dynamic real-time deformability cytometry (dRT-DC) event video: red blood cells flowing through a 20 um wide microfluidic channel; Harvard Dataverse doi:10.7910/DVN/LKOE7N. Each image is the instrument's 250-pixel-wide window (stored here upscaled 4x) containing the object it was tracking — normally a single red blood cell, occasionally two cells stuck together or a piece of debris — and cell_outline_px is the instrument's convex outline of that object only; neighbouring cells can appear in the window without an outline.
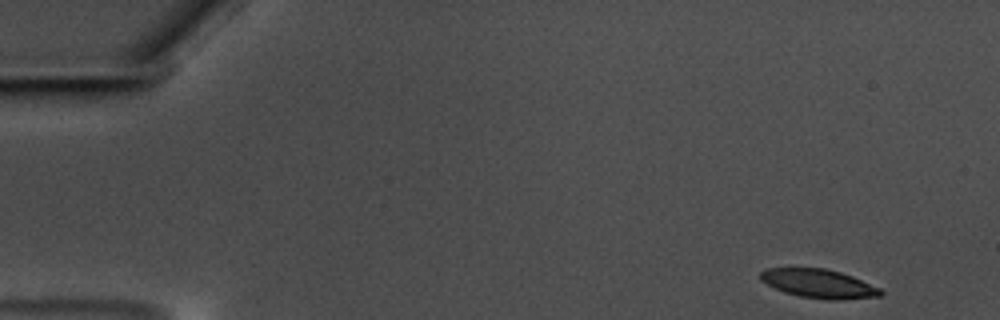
{"species": "common noctule bat (a hibernating species)", "species_latin": "Nyctalus noctula", "temperature_condition": "warm", "stored_images_in_passage": 55, "camera_frame_rate_fps": 3000, "um_per_image_px": 0.085, "animal": {"sex": "male", "body_mass_g": 17.5, "forearm_length_mm": 52.3}, "frame": {"image": 1, "passage_image": 1, "time_ms": 0.0, "image_size_px": [1000, 320], "cell_outline_px": [[884, 292], [880, 296], [840, 300], [828, 300], [800, 296], [784, 292], [760, 280], [760, 272], [764, 268], [824, 268], [840, 272], [852, 276], [880, 288]], "centroid_in_image_um": [69.6, 24.11], "position_along_channel_um": 15.4, "area_um2": 20.11}}
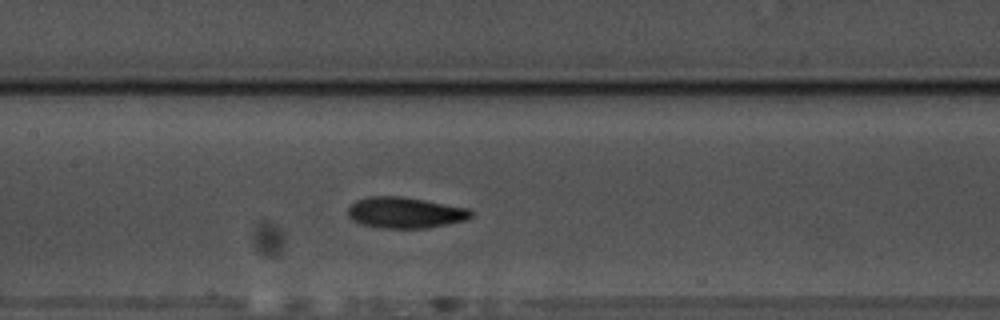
{"frame": {"image": 2, "passage_image": 25, "time_ms": 8.0, "image_size_px": [1000, 320], "cell_outline_px": [[472, 216], [464, 220], [448, 224], [428, 228], [380, 228], [360, 224], [352, 220], [348, 216], [348, 208], [356, 200], [368, 196], [404, 196], [468, 208], [472, 212]], "centroid_in_image_um": [34.41, 18.07], "position_along_channel_um": 173.0, "area_um2": 22.37}}
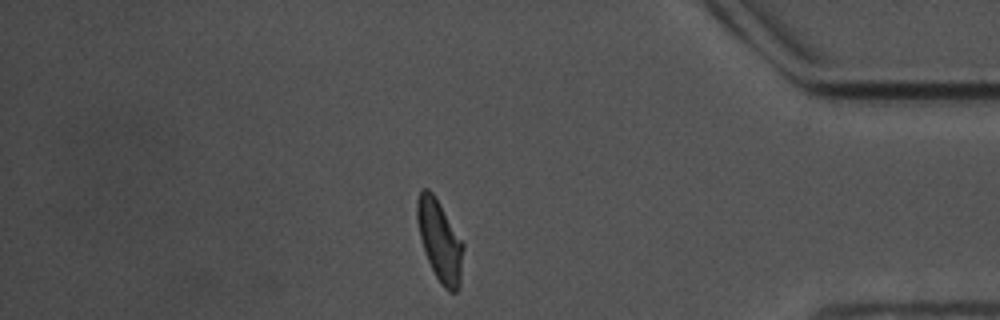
{"frame": {"image": 3, "passage_image": 47, "time_ms": 15.333, "image_size_px": [1000, 320], "cell_outline_px": [[464, 248], [460, 284], [456, 292], [448, 292], [440, 284], [428, 260], [420, 236], [416, 220], [416, 200], [420, 192], [424, 188], [428, 188], [432, 192], [464, 244]], "centroid_in_image_um": [37.38, 20.48], "position_along_channel_um": 397.8, "area_um2": 21.56}, "authors_computed_cell_mechanics": {"area_um2": 21.5016, "velocity_mm_per_s": 3.4922, "shape_relaxation_time_tau1_ms": 2.9036, "shape_relaxation_time_tau2_ms": 2.9434, "deformation_change_tau1": 0.1481, "deformation_change_tau2": 0.1005}}